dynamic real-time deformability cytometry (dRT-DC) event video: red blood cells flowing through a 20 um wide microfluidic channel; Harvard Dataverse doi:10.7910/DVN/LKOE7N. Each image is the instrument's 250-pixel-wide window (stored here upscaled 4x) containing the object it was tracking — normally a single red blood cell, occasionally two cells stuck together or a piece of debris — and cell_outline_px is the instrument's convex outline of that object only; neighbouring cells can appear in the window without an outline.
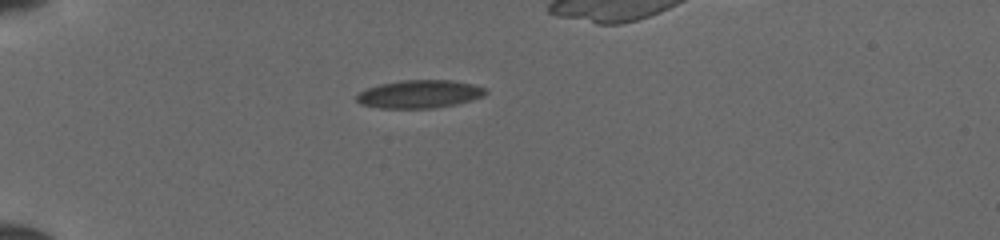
{"species": "common noctule bat (a hibernating species)", "species_latin": "Nyctalus noctula", "temperature_condition": "cold", "stored_images_in_passage": 32, "camera_frame_rate_fps": 3000, "um_per_image_px": 0.085, "animal": {"sex": "female", "body_mass_g": 19.5, "forearm_length_mm": 54.1}, "frame": {"image": 1, "passage_image": 1, "time_ms": 0.0, "image_size_px": [1000, 240], "cell_outline_px": [[488, 92], [484, 96], [472, 100], [456, 104], [432, 108], [380, 108], [360, 104], [356, 100], [356, 96], [360, 92], [368, 88], [380, 84], [400, 80], [452, 80], [472, 84], [484, 88]], "centroid_in_image_um": [35.66, 7.99], "position_along_channel_um": 49.3, "area_um2": 21.04}}
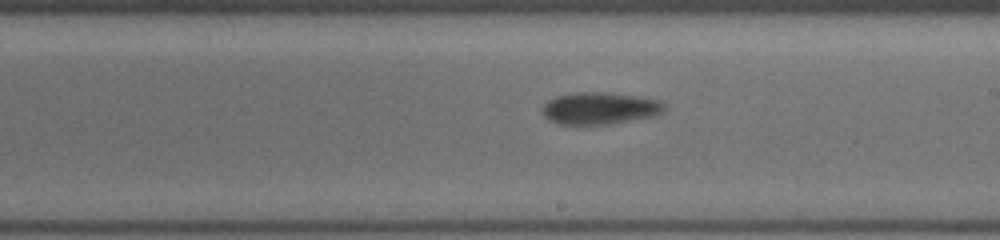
{"frame": {"image": 2, "passage_image": 17, "time_ms": 5.333, "image_size_px": [1000, 240], "cell_outline_px": [[668, 108], [656, 116], [608, 124], [560, 124], [548, 120], [544, 116], [544, 104], [548, 100], [556, 96], [576, 92], [604, 92], [636, 96], [660, 100]], "centroid_in_image_um": [51.02, 9.2], "position_along_channel_um": 238.0, "area_um2": 22.77}}
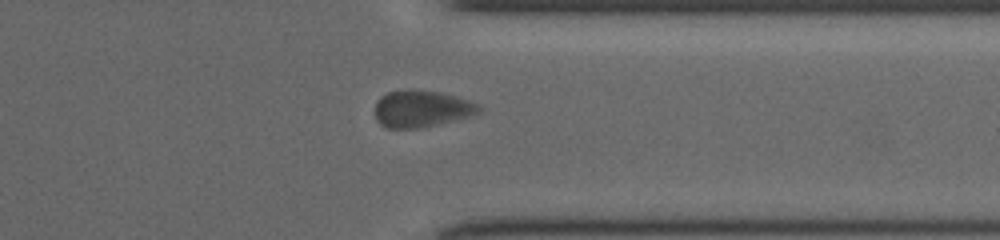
{"frame": {"image": 3, "passage_image": 27, "time_ms": 8.667, "image_size_px": [1000, 240], "cell_outline_px": [[480, 112], [468, 116], [420, 128], [388, 128], [380, 124], [376, 120], [376, 100], [380, 96], [388, 92], [408, 88], [440, 92], [456, 96], [480, 104]], "centroid_in_image_um": [35.79, 9.22], "position_along_channel_um": 375.6, "area_um2": 22.31}}